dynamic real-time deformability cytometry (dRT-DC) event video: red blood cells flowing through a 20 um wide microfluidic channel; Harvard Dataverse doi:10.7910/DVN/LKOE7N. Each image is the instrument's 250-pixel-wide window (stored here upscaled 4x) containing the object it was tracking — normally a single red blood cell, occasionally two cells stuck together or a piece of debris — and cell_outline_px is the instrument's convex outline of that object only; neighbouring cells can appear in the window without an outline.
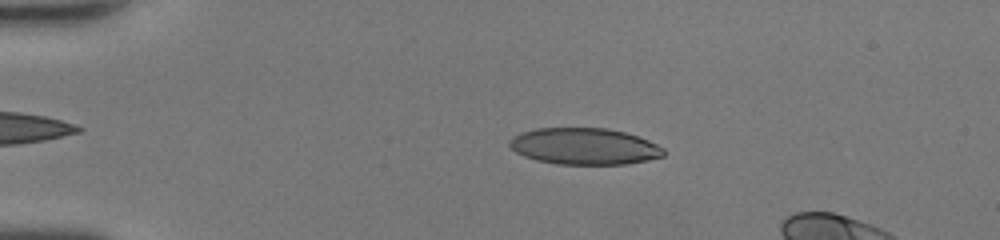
{"species": "human", "species_latin": "Homo sapiens", "temperature_condition": "room temperature", "stored_images_in_passage": 45, "camera_frame_rate_fps": 3000, "um_per_image_px": 0.085, "donor": {"sex": "female"}, "frame": {"image": 1, "passage_image": 10, "time_ms": 3.0, "image_size_px": [1000, 240], "cell_outline_px": [[664, 156], [648, 160], [628, 164], [560, 164], [536, 160], [524, 156], [516, 152], [508, 144], [508, 140], [512, 136], [520, 132], [536, 128], [608, 128], [624, 132], [648, 140], [664, 148]], "centroid_in_image_um": [49.64, 12.43], "position_along_channel_um": 35.4, "area_um2": 32.89}}
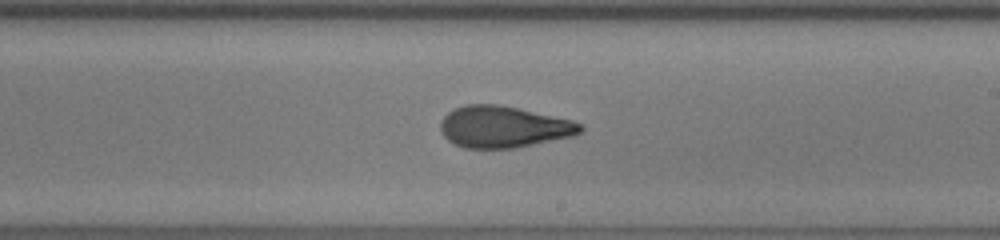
{"frame": {"image": 2, "passage_image": 28, "time_ms": 9.0, "image_size_px": [1000, 240], "cell_outline_px": [[584, 128], [580, 132], [572, 136], [516, 148], [464, 148], [448, 140], [440, 132], [440, 124], [444, 116], [448, 112], [456, 108], [468, 104], [496, 104], [516, 108], [572, 120], [580, 124]], "centroid_in_image_um": [42.77, 10.79], "position_along_channel_um": 246.2, "area_um2": 33.58}}
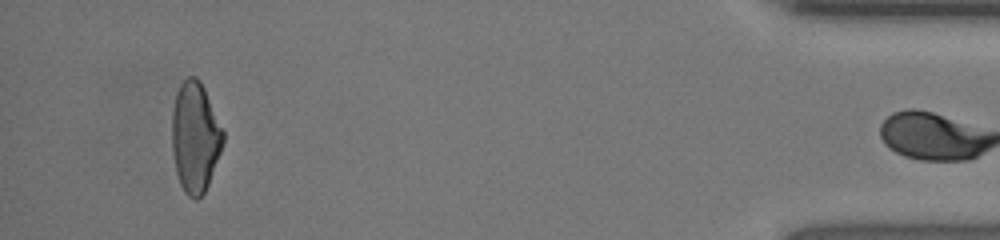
{"frame": {"image": 3, "passage_image": 44, "time_ms": 14.333, "image_size_px": [1000, 240], "cell_outline_px": [[224, 140], [220, 152], [208, 184], [204, 192], [196, 200], [192, 200], [184, 192], [180, 184], [176, 172], [172, 152], [172, 112], [176, 92], [180, 84], [188, 76], [196, 76], [200, 80], [204, 88], [224, 132]], "centroid_in_image_um": [16.57, 11.66], "position_along_channel_um": 418.6, "area_um2": 32.83}, "authors_computed_cell_mechanics": {"area_um2": 33.5818, "velocity_mm_per_s": 4.4926, "shape_relaxation_time_tau1_ms": null, "shape_relaxation_time_tau2_ms": 1.2482, "deformation_change_tau1": null, "deformation_change_tau2": 0.0856}}